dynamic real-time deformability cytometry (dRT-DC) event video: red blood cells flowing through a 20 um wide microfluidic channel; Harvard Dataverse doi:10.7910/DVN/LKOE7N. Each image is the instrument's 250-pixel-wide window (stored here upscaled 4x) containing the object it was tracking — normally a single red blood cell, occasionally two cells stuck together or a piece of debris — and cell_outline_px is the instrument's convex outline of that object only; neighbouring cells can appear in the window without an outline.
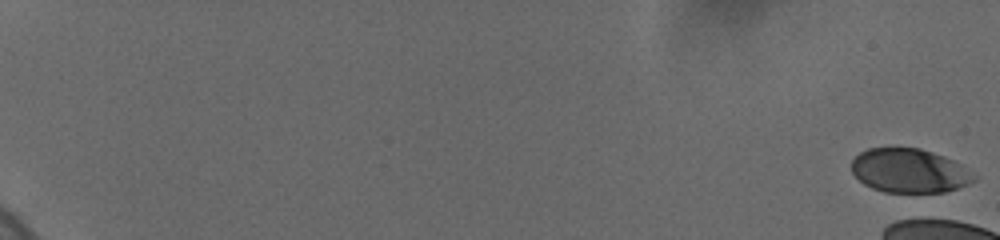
{"species": "human", "species_latin": "Homo sapiens", "temperature_condition": "cold", "stored_images_in_passage": 2, "camera_frame_rate_fps": 3000, "um_per_image_px": 0.085, "donor": {"sex": "female"}, "frame": {"image": 1, "passage_image": 1, "time_ms": 0.0, "image_size_px": [1000, 240], "cell_outline_px": [[980, 176], [976, 180], [968, 184], [944, 192], [884, 192], [872, 188], [864, 184], [852, 172], [852, 160], [860, 152], [868, 148], [920, 148], [944, 156], [960, 164]], "centroid_in_image_um": [77.32, 14.51], "position_along_channel_um": 7.7, "area_um2": 31.44}}